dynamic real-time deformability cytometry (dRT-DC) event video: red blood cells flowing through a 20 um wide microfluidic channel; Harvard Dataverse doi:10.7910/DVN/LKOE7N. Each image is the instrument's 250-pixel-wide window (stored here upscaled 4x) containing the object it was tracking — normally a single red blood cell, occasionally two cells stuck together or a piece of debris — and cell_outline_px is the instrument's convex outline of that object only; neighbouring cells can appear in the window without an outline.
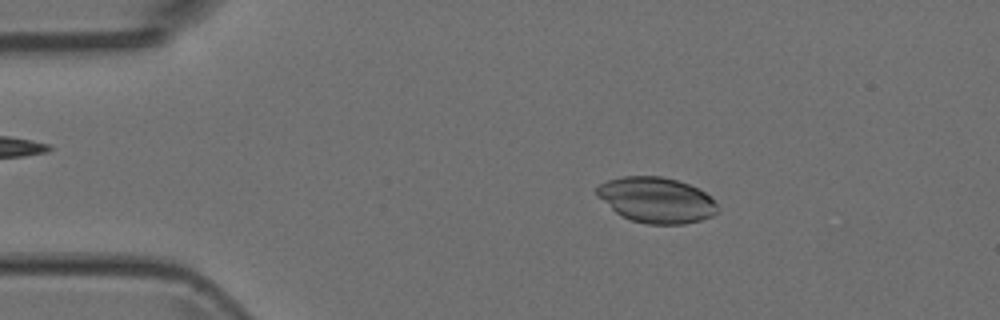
{"species": "Egyptian fruit bat (a non-hibernating species)", "species_latin": "Rousettus aegyptiacus", "temperature_condition": "room temperature", "stored_images_in_passage": 4, "camera_frame_rate_fps": 3000, "um_per_image_px": 0.085, "animal": {"sex": "female"}, "frame": {"image": 1, "passage_image": 2, "time_ms": 0.333, "image_size_px": [1000, 320], "cell_outline_px": [[720, 208], [712, 216], [700, 220], [684, 224], [648, 224], [632, 220], [620, 216], [596, 196], [596, 188], [600, 184], [608, 180], [620, 176], [660, 176], [676, 180], [688, 184], [712, 196]], "centroid_in_image_um": [55.79, 17.0], "position_along_channel_um": 29.2, "area_um2": 32.19}}
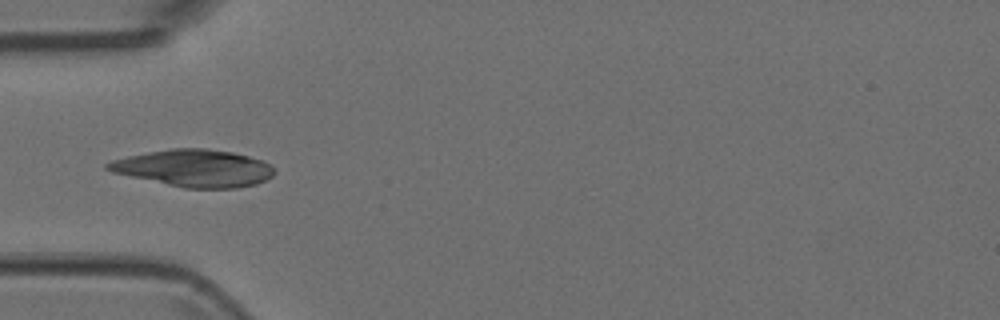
{"frame": {"image": 2, "passage_image": 4, "time_ms": 1.0, "image_size_px": [1000, 320], "cell_outline_px": [[276, 172], [272, 176], [256, 184], [236, 188], [184, 188], [112, 172], [104, 168], [104, 164], [112, 160], [128, 156], [148, 152], [172, 148], [208, 148], [232, 152], [248, 156], [272, 164]], "centroid_in_image_um": [16.51, 14.29], "position_along_channel_um": 68.5, "area_um2": 36.01}}